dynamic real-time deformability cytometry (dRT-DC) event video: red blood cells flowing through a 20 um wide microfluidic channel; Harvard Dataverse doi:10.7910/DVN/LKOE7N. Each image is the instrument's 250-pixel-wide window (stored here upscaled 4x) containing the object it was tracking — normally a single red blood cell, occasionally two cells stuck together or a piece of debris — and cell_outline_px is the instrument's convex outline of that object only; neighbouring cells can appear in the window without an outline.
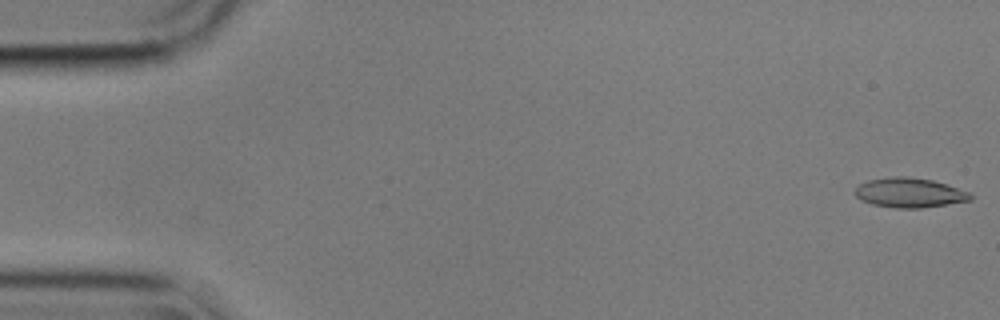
{"species": "common noctule bat (a hibernating species)", "species_latin": "Nyctalus noctula", "temperature_condition": "cold", "stored_images_in_passage": 49, "camera_frame_rate_fps": 3000, "um_per_image_px": 0.085, "animal": {"sex": "male", "body_mass_g": 17.9}, "frame": {"image": 1, "passage_image": 1, "time_ms": 0.0, "image_size_px": [1000, 320], "cell_outline_px": [[972, 200], [920, 208], [896, 208], [872, 204], [860, 200], [852, 192], [860, 184], [868, 180], [896, 176], [904, 176], [932, 180], [972, 192]], "centroid_in_image_um": [77.3, 16.38], "position_along_channel_um": 7.7, "area_um2": 19.94}}
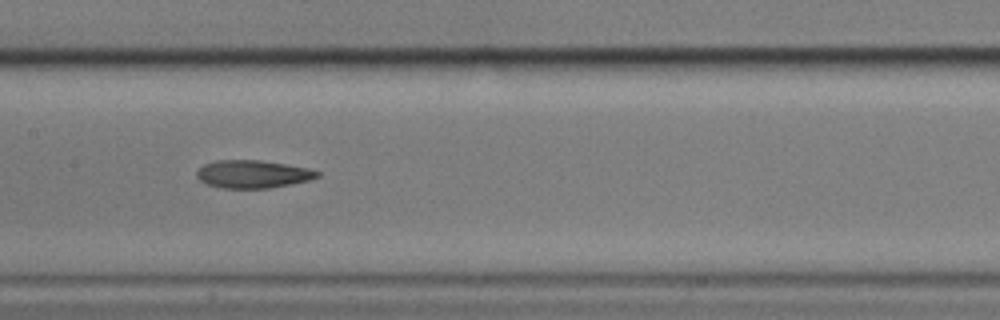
{"frame": {"image": 2, "passage_image": 27, "time_ms": 8.667, "image_size_px": [1000, 320], "cell_outline_px": [[320, 176], [308, 180], [268, 188], [224, 188], [208, 184], [200, 180], [196, 176], [196, 172], [204, 164], [216, 160], [260, 160], [308, 168], [320, 172]], "centroid_in_image_um": [21.47, 14.79], "position_along_channel_um": 185.9, "area_um2": 19.31}}
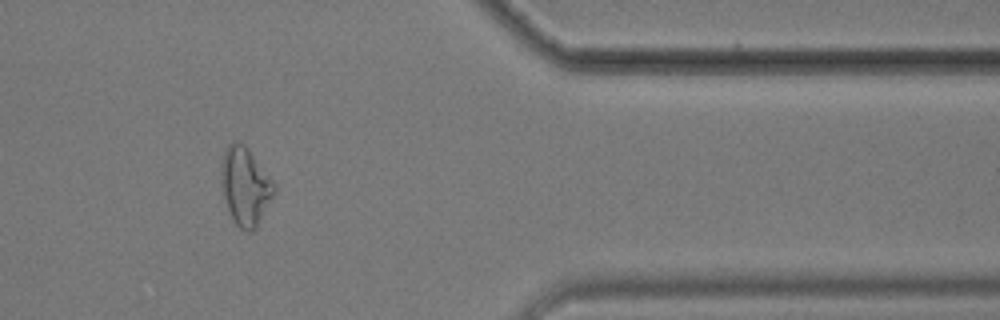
{"frame": {"image": 3, "passage_image": 46, "time_ms": 15.0, "image_size_px": [1000, 320], "cell_outline_px": [[276, 192], [256, 228], [252, 232], [248, 232], [240, 228], [236, 224], [228, 208], [224, 196], [220, 180], [220, 168], [224, 152], [228, 144], [232, 140], [240, 140], [248, 148], [276, 184]], "centroid_in_image_um": [20.85, 15.79], "position_along_channel_um": 390.5, "area_um2": 24.28}, "authors_computed_cell_mechanics": {"area_um2": 19.941, "velocity_mm_per_s": 3.5828, "shape_relaxation_time_tau1_ms": 5.9552, "shape_relaxation_time_tau2_ms": 4.3471, "deformation_change_tau1": 0.1856, "deformation_change_tau2": 0.1349}}